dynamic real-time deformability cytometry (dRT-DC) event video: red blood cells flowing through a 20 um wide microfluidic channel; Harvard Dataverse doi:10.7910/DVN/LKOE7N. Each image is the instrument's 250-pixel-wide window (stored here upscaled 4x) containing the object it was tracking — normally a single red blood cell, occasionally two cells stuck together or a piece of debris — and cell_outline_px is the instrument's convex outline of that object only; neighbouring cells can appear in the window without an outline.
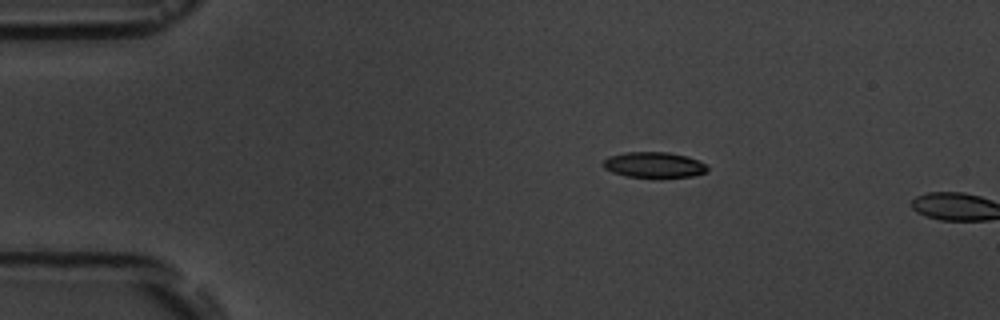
{"species": "common noctule bat (a hibernating species)", "species_latin": "Nyctalus noctula", "temperature_condition": "room temperature", "stored_images_in_passage": 2, "camera_frame_rate_fps": 3000, "um_per_image_px": 0.085, "animal": {"sex": "male", "body_mass_g": 19.5, "forearm_length_mm": 54.6}, "frame": {"image": 1, "passage_image": 1, "time_ms": 0.0, "image_size_px": [1000, 320], "cell_outline_px": [[708, 172], [692, 176], [628, 176], [612, 172], [604, 168], [604, 160], [608, 156], [624, 152], [668, 152], [688, 156], [700, 160], [708, 168]], "centroid_in_image_um": [55.61, 13.98], "position_along_channel_um": 29.4, "area_um2": 15.32}}